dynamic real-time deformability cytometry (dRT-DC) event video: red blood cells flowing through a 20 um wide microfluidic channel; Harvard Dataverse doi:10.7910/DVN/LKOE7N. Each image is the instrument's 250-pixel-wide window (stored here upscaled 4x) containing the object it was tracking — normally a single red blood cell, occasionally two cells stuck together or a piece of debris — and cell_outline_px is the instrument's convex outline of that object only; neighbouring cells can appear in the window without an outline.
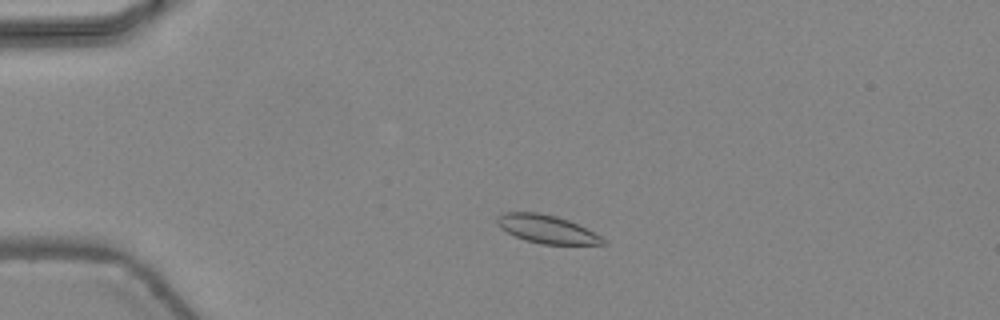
{"species": "common noctule bat (a hibernating species)", "species_latin": "Nyctalus noctula", "temperature_condition": "warm", "stored_images_in_passage": 37, "camera_frame_rate_fps": 3000, "um_per_image_px": 0.085, "animal": {"sex": "female", "body_mass_g": 24.6, "forearm_length_mm": 56.2}, "frame": {"image": 1, "passage_image": 1, "time_ms": 0.0, "image_size_px": [1000, 320], "cell_outline_px": [[608, 244], [540, 244], [524, 240], [500, 228], [496, 224], [496, 216], [504, 212], [536, 212], [556, 216], [568, 220], [600, 236]], "centroid_in_image_um": [46.4, 19.47], "position_along_channel_um": 38.6, "area_um2": 17.17}}
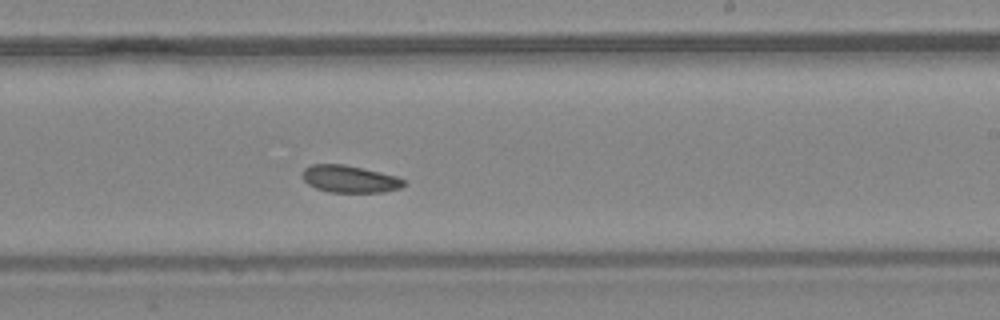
{"frame": {"image": 2, "passage_image": 19, "time_ms": 6.0, "image_size_px": [1000, 320], "cell_outline_px": [[408, 184], [400, 188], [384, 192], [328, 192], [316, 188], [308, 184], [304, 180], [304, 168], [312, 164], [344, 164], [380, 172], [396, 176], [404, 180]], "centroid_in_image_um": [29.75, 15.22], "position_along_channel_um": 259.2, "area_um2": 16.01}}
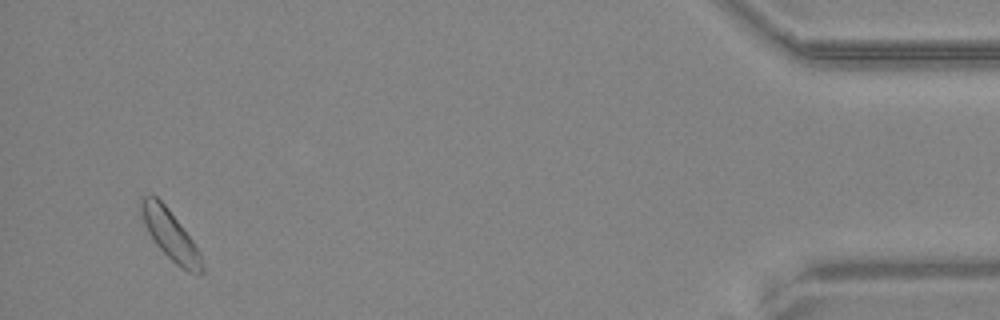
{"frame": {"image": 3, "passage_image": 35, "time_ms": 11.333, "image_size_px": [1000, 320], "cell_outline_px": [[204, 272], [200, 276], [188, 272], [180, 268], [156, 244], [148, 232], [144, 224], [140, 212], [140, 196], [152, 192], [168, 208], [192, 240], [200, 252], [204, 268]], "centroid_in_image_um": [14.46, 19.95], "position_along_channel_um": 420.7, "area_um2": 17.8}, "authors_computed_cell_mechanics": {"area_um2": 16.7042, "velocity_mm_per_s": 4.4103, "shape_relaxation_time_tau1_ms": null, "shape_relaxation_time_tau2_ms": 3.7313, "deformation_change_tau1": null, "deformation_change_tau2": 0.067}}